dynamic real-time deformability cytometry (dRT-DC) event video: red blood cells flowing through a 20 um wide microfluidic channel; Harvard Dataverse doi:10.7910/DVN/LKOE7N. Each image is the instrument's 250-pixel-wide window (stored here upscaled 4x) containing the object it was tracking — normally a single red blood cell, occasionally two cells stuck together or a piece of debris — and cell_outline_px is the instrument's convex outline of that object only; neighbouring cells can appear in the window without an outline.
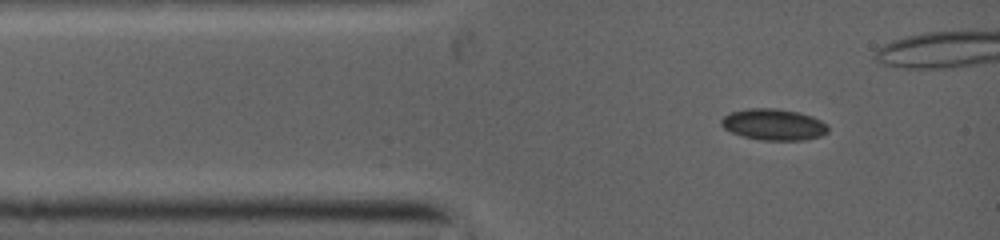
{"species": "common noctule bat (a hibernating species)", "species_latin": "Nyctalus noctula", "temperature_condition": "warm", "stored_images_in_passage": 3, "camera_frame_rate_fps": 5000, "um_per_image_px": 0.085, "animal": {"sex": "female", "body_mass_g": 19.0, "forearm_length_mm": 53.3}, "frame": {"image": 1, "passage_image": 1, "time_ms": 0.0, "image_size_px": [1000, 240], "cell_outline_px": [[828, 132], [820, 136], [800, 140], [764, 140], [744, 136], [732, 132], [724, 128], [720, 124], [720, 120], [724, 116], [732, 112], [748, 108], [776, 108], [796, 112], [812, 116], [820, 120], [828, 128]], "centroid_in_image_um": [65.74, 10.58], "position_along_channel_um": 19.3, "area_um2": 19.19}}